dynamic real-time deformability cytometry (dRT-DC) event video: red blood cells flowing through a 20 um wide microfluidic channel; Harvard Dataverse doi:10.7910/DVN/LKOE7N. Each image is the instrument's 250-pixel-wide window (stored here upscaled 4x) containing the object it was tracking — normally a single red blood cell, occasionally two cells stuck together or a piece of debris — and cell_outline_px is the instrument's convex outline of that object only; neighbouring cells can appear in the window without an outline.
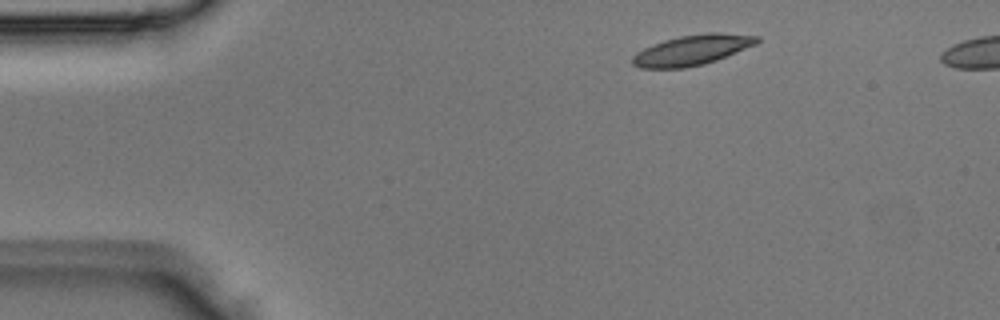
{"species": "Egyptian fruit bat (a non-hibernating species)", "species_latin": "Rousettus aegyptiacus", "temperature_condition": "room temperature", "stored_images_in_passage": 3, "camera_frame_rate_fps": 3000, "um_per_image_px": 0.085, "animal": {"sex": "male"}, "frame": {"image": 1, "passage_image": 1, "time_ms": 0.0, "image_size_px": [1000, 320], "cell_outline_px": [[760, 40], [756, 44], [716, 60], [704, 64], [684, 68], [640, 68], [632, 64], [632, 56], [636, 52], [652, 44], [664, 40], [680, 36], [708, 32], [720, 32], [760, 36]], "centroid_in_image_um": [58.82, 4.25], "position_along_channel_um": 26.2, "area_um2": 21.96}}